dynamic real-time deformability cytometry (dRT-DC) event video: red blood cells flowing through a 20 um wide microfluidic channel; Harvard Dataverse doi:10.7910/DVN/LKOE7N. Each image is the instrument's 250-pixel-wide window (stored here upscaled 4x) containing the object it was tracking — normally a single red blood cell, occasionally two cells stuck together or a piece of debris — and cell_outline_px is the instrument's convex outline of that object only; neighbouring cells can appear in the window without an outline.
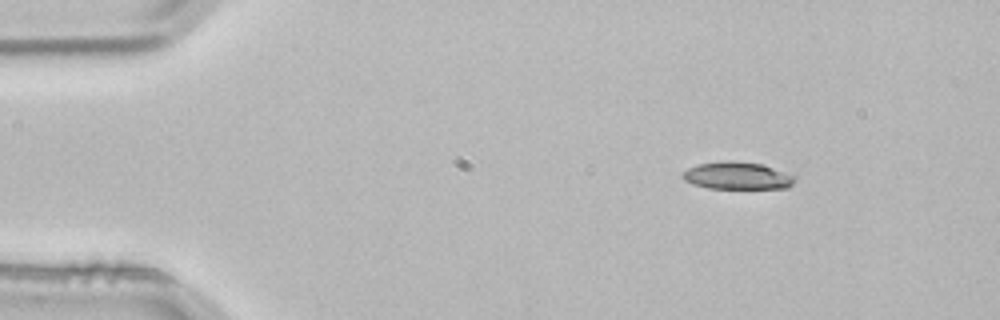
{"species": "common noctule bat (a hibernating species)", "species_latin": "Nyctalus noctula", "temperature_condition": "room temperature", "stored_images_in_passage": 3, "camera_frame_rate_fps": 3000, "um_per_image_px": 0.085, "animal": {"sex": "male", "body_mass_g": 21.5, "forearm_length_mm": 52.0}, "frame": {"image": 1, "passage_image": 1, "time_ms": 0.0, "image_size_px": [1000, 320], "cell_outline_px": [[796, 180], [788, 188], [708, 188], [692, 184], [684, 180], [680, 176], [688, 168], [696, 164], [728, 160], [732, 160], [764, 164], [796, 176]], "centroid_in_image_um": [62.67, 14.92], "position_along_channel_um": 22.3, "area_um2": 18.09}}
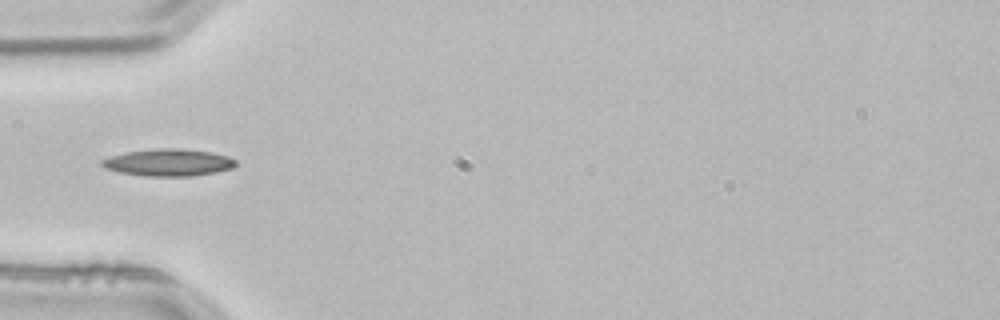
{"frame": {"image": 2, "passage_image": 3, "time_ms": 0.667, "image_size_px": [1000, 320], "cell_outline_px": [[236, 164], [232, 168], [216, 172], [192, 176], [144, 176], [120, 172], [104, 168], [100, 164], [100, 160], [112, 156], [128, 152], [160, 148], [184, 148], [212, 152], [228, 156], [236, 160]], "centroid_in_image_um": [14.34, 13.81], "position_along_channel_um": 70.7, "area_um2": 21.15}}